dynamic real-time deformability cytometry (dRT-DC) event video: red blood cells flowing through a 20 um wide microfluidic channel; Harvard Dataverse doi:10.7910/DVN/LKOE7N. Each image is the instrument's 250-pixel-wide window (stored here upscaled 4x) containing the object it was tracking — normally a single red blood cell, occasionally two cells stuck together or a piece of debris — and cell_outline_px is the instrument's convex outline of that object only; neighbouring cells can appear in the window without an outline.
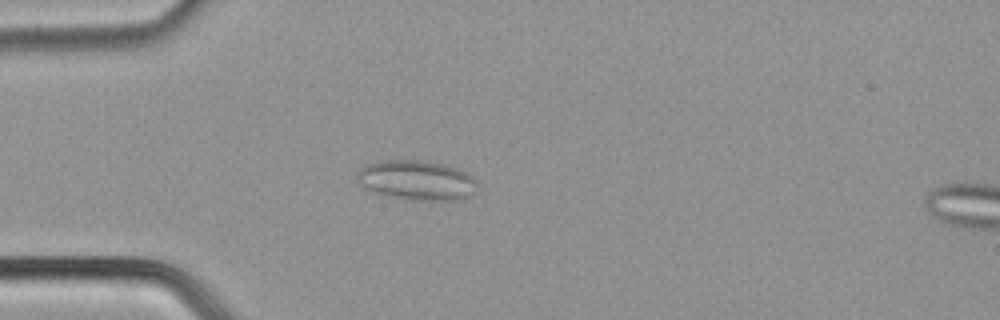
{"species": "common noctule bat (a hibernating species)", "species_latin": "Nyctalus noctula", "temperature_condition": "cold", "stored_images_in_passage": 50, "camera_frame_rate_fps": 3000, "um_per_image_px": 0.085, "animal": {"sex": "male", "body_mass_g": 21.5, "forearm_length_mm": 52.0}, "frame": {"image": 1, "passage_image": 14, "time_ms": 4.333, "image_size_px": [1000, 320], "cell_outline_px": [[480, 184], [476, 192], [472, 196], [464, 200], [412, 200], [384, 196], [364, 188], [356, 180], [356, 172], [360, 168], [368, 164], [388, 160], [420, 160], [444, 164], [456, 168], [472, 176]], "centroid_in_image_um": [35.45, 15.34], "position_along_channel_um": 49.5, "area_um2": 28.38}}
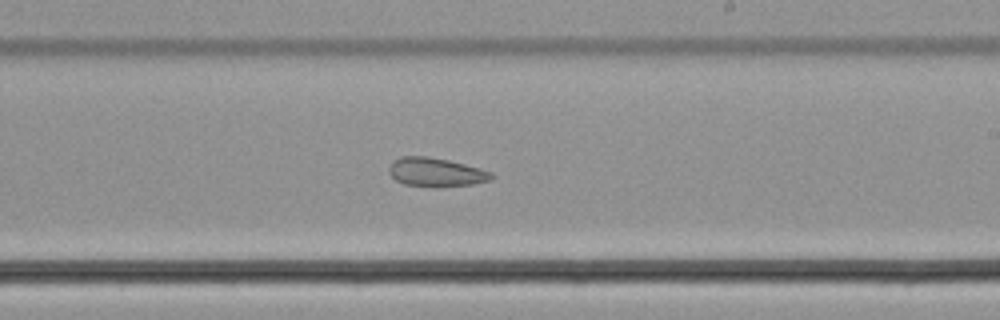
{"frame": {"image": 2, "passage_image": 30, "time_ms": 9.667, "image_size_px": [1000, 320], "cell_outline_px": [[496, 176], [492, 180], [472, 184], [404, 184], [396, 180], [388, 172], [388, 168], [392, 160], [400, 156], [428, 156], [448, 160], [480, 168], [492, 172]], "centroid_in_image_um": [37.05, 14.58], "position_along_channel_um": 252.0, "area_um2": 16.59}}
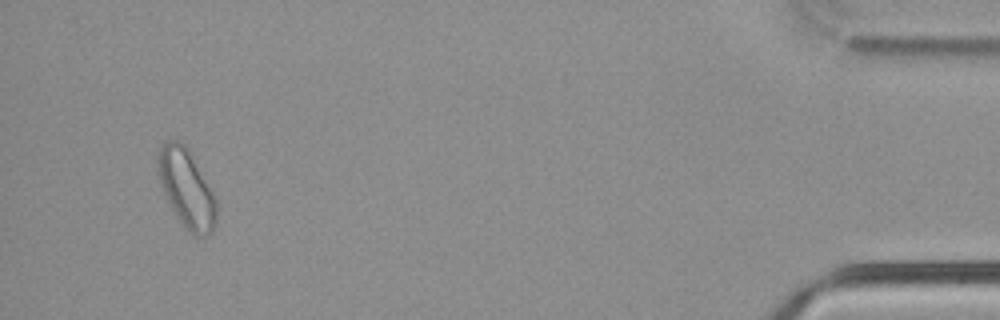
{"frame": {"image": 3, "passage_image": 48, "time_ms": 15.667, "image_size_px": [1000, 320], "cell_outline_px": [[216, 224], [212, 232], [204, 236], [192, 236], [176, 220], [160, 184], [156, 160], [156, 156], [160, 148], [168, 140], [176, 140], [184, 144], [188, 148], [216, 200]], "centroid_in_image_um": [15.82, 16.07], "position_along_channel_um": 419.4, "area_um2": 26.82}}